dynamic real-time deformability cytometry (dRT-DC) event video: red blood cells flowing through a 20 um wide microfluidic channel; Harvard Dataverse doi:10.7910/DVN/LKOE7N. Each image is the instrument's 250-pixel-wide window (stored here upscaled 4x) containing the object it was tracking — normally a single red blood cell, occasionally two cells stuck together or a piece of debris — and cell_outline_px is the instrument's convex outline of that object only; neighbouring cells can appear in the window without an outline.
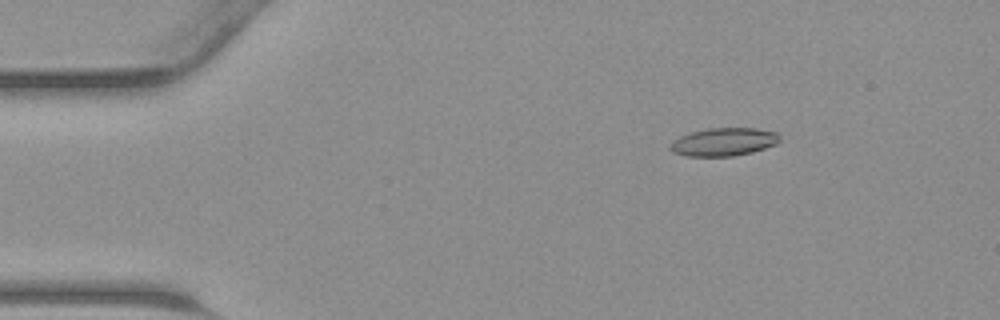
{"species": "common noctule bat (a hibernating species)", "species_latin": "Nyctalus noctula", "temperature_condition": "warm", "stored_images_in_passage": 8, "camera_frame_rate_fps": 3000, "um_per_image_px": 0.085, "animal": {"sex": "male", "body_mass_g": 23.1, "forearm_length_mm": 52.7}, "frame": {"image": 1, "passage_image": 1, "time_ms": 0.0, "image_size_px": [1000, 320], "cell_outline_px": [[780, 140], [776, 144], [752, 152], [732, 156], [688, 156], [672, 152], [668, 148], [680, 136], [692, 132], [708, 128], [756, 128], [776, 132], [780, 136]], "centroid_in_image_um": [61.54, 12.06], "position_along_channel_um": 23.5, "area_um2": 17.74}}